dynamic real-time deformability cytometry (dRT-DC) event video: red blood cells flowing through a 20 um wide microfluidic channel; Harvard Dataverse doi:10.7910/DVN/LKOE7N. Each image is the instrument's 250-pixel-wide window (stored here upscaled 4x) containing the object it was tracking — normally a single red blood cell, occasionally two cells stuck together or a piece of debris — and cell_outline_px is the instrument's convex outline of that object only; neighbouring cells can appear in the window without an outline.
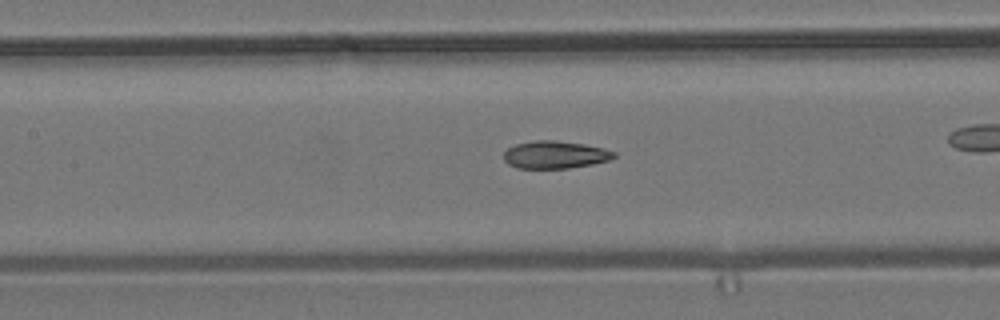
{"species": "common noctule bat (a hibernating species)", "species_latin": "Nyctalus noctula", "temperature_condition": "room temperature", "stored_images_in_passage": 35, "camera_frame_rate_fps": 3000, "um_per_image_px": 0.085, "animal": {"sex": "male", "body_mass_g": 19.2, "forearm_length_mm": 51.8}, "frame": {"image": 1, "passage_image": 16, "time_ms": 5.0, "image_size_px": [1000, 320], "cell_outline_px": [[616, 156], [608, 160], [592, 164], [568, 168], [516, 168], [508, 164], [504, 160], [504, 152], [508, 148], [516, 144], [536, 140], [556, 140], [584, 144], [604, 148], [616, 152]], "centroid_in_image_um": [47.17, 13.15], "position_along_channel_um": 160.2, "area_um2": 17.69}}